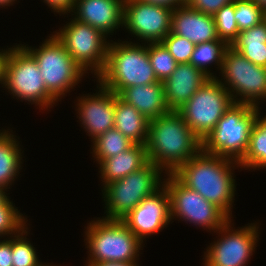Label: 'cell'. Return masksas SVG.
<instances>
[{"label":"cell","instance_id":"22","mask_svg":"<svg viewBox=\"0 0 266 266\" xmlns=\"http://www.w3.org/2000/svg\"><path fill=\"white\" fill-rule=\"evenodd\" d=\"M149 119L115 94L114 128L134 144H146Z\"/></svg>","mask_w":266,"mask_h":266},{"label":"cell","instance_id":"18","mask_svg":"<svg viewBox=\"0 0 266 266\" xmlns=\"http://www.w3.org/2000/svg\"><path fill=\"white\" fill-rule=\"evenodd\" d=\"M171 32L199 44L219 40L213 15L199 12L187 4L173 9Z\"/></svg>","mask_w":266,"mask_h":266},{"label":"cell","instance_id":"36","mask_svg":"<svg viewBox=\"0 0 266 266\" xmlns=\"http://www.w3.org/2000/svg\"><path fill=\"white\" fill-rule=\"evenodd\" d=\"M11 238V239H10ZM12 236L0 240V266H12Z\"/></svg>","mask_w":266,"mask_h":266},{"label":"cell","instance_id":"16","mask_svg":"<svg viewBox=\"0 0 266 266\" xmlns=\"http://www.w3.org/2000/svg\"><path fill=\"white\" fill-rule=\"evenodd\" d=\"M98 83V92L85 94L76 104L79 120L87 135L92 137L91 141L114 128L115 93Z\"/></svg>","mask_w":266,"mask_h":266},{"label":"cell","instance_id":"31","mask_svg":"<svg viewBox=\"0 0 266 266\" xmlns=\"http://www.w3.org/2000/svg\"><path fill=\"white\" fill-rule=\"evenodd\" d=\"M239 32L259 24L266 18V11L252 0H233Z\"/></svg>","mask_w":266,"mask_h":266},{"label":"cell","instance_id":"9","mask_svg":"<svg viewBox=\"0 0 266 266\" xmlns=\"http://www.w3.org/2000/svg\"><path fill=\"white\" fill-rule=\"evenodd\" d=\"M209 78L177 112L203 142L234 103L220 79Z\"/></svg>","mask_w":266,"mask_h":266},{"label":"cell","instance_id":"4","mask_svg":"<svg viewBox=\"0 0 266 266\" xmlns=\"http://www.w3.org/2000/svg\"><path fill=\"white\" fill-rule=\"evenodd\" d=\"M87 264L100 262H132L139 258L143 243L122 220L95 219L85 227Z\"/></svg>","mask_w":266,"mask_h":266},{"label":"cell","instance_id":"32","mask_svg":"<svg viewBox=\"0 0 266 266\" xmlns=\"http://www.w3.org/2000/svg\"><path fill=\"white\" fill-rule=\"evenodd\" d=\"M9 197L0 205V239L2 236H14L26 225V217L19 212Z\"/></svg>","mask_w":266,"mask_h":266},{"label":"cell","instance_id":"2","mask_svg":"<svg viewBox=\"0 0 266 266\" xmlns=\"http://www.w3.org/2000/svg\"><path fill=\"white\" fill-rule=\"evenodd\" d=\"M148 162L174 173L202 149V141L177 111L149 121L145 144Z\"/></svg>","mask_w":266,"mask_h":266},{"label":"cell","instance_id":"13","mask_svg":"<svg viewBox=\"0 0 266 266\" xmlns=\"http://www.w3.org/2000/svg\"><path fill=\"white\" fill-rule=\"evenodd\" d=\"M230 219L216 232L221 238L206 249L204 266H246L256 249L259 227L256 223L233 229ZM221 234V235H220ZM247 263V264H246Z\"/></svg>","mask_w":266,"mask_h":266},{"label":"cell","instance_id":"6","mask_svg":"<svg viewBox=\"0 0 266 266\" xmlns=\"http://www.w3.org/2000/svg\"><path fill=\"white\" fill-rule=\"evenodd\" d=\"M259 111V107L250 104L233 103L202 142V149L239 162L247 151Z\"/></svg>","mask_w":266,"mask_h":266},{"label":"cell","instance_id":"33","mask_svg":"<svg viewBox=\"0 0 266 266\" xmlns=\"http://www.w3.org/2000/svg\"><path fill=\"white\" fill-rule=\"evenodd\" d=\"M162 43L178 64L189 63L195 48L194 43L172 32L165 36Z\"/></svg>","mask_w":266,"mask_h":266},{"label":"cell","instance_id":"5","mask_svg":"<svg viewBox=\"0 0 266 266\" xmlns=\"http://www.w3.org/2000/svg\"><path fill=\"white\" fill-rule=\"evenodd\" d=\"M3 87L16 99L50 109L58 102L45 87L38 63L21 45L8 48L3 67Z\"/></svg>","mask_w":266,"mask_h":266},{"label":"cell","instance_id":"35","mask_svg":"<svg viewBox=\"0 0 266 266\" xmlns=\"http://www.w3.org/2000/svg\"><path fill=\"white\" fill-rule=\"evenodd\" d=\"M44 2L59 15L73 12L75 0H44Z\"/></svg>","mask_w":266,"mask_h":266},{"label":"cell","instance_id":"11","mask_svg":"<svg viewBox=\"0 0 266 266\" xmlns=\"http://www.w3.org/2000/svg\"><path fill=\"white\" fill-rule=\"evenodd\" d=\"M219 73L223 77L220 82L230 92L234 103L258 107V100L266 99V67L253 64L231 46L224 54Z\"/></svg>","mask_w":266,"mask_h":266},{"label":"cell","instance_id":"1","mask_svg":"<svg viewBox=\"0 0 266 266\" xmlns=\"http://www.w3.org/2000/svg\"><path fill=\"white\" fill-rule=\"evenodd\" d=\"M238 166L240 164L234 159L210 154L201 149L173 174L188 188L197 191L232 218L231 207L236 194L232 171Z\"/></svg>","mask_w":266,"mask_h":266},{"label":"cell","instance_id":"15","mask_svg":"<svg viewBox=\"0 0 266 266\" xmlns=\"http://www.w3.org/2000/svg\"><path fill=\"white\" fill-rule=\"evenodd\" d=\"M122 221L142 243L147 236L161 232L171 222L170 198L166 187L163 185L145 197Z\"/></svg>","mask_w":266,"mask_h":266},{"label":"cell","instance_id":"29","mask_svg":"<svg viewBox=\"0 0 266 266\" xmlns=\"http://www.w3.org/2000/svg\"><path fill=\"white\" fill-rule=\"evenodd\" d=\"M148 56L159 81L168 78L178 65L162 42L149 43Z\"/></svg>","mask_w":266,"mask_h":266},{"label":"cell","instance_id":"37","mask_svg":"<svg viewBox=\"0 0 266 266\" xmlns=\"http://www.w3.org/2000/svg\"><path fill=\"white\" fill-rule=\"evenodd\" d=\"M140 1L154 5L165 6L171 9H175L178 6L186 4V0H140Z\"/></svg>","mask_w":266,"mask_h":266},{"label":"cell","instance_id":"14","mask_svg":"<svg viewBox=\"0 0 266 266\" xmlns=\"http://www.w3.org/2000/svg\"><path fill=\"white\" fill-rule=\"evenodd\" d=\"M172 12L173 9L165 6L125 0L123 27L145 44L162 42L171 32Z\"/></svg>","mask_w":266,"mask_h":266},{"label":"cell","instance_id":"24","mask_svg":"<svg viewBox=\"0 0 266 266\" xmlns=\"http://www.w3.org/2000/svg\"><path fill=\"white\" fill-rule=\"evenodd\" d=\"M231 47L255 65L266 67V18L239 32Z\"/></svg>","mask_w":266,"mask_h":266},{"label":"cell","instance_id":"26","mask_svg":"<svg viewBox=\"0 0 266 266\" xmlns=\"http://www.w3.org/2000/svg\"><path fill=\"white\" fill-rule=\"evenodd\" d=\"M228 47L229 45L220 39L196 44L189 63L200 69L210 78H217L216 75H213L214 73L210 72L211 70L208 66L215 64L221 71L224 54Z\"/></svg>","mask_w":266,"mask_h":266},{"label":"cell","instance_id":"23","mask_svg":"<svg viewBox=\"0 0 266 266\" xmlns=\"http://www.w3.org/2000/svg\"><path fill=\"white\" fill-rule=\"evenodd\" d=\"M9 130H0V187L4 189H10L22 168L20 143Z\"/></svg>","mask_w":266,"mask_h":266},{"label":"cell","instance_id":"20","mask_svg":"<svg viewBox=\"0 0 266 266\" xmlns=\"http://www.w3.org/2000/svg\"><path fill=\"white\" fill-rule=\"evenodd\" d=\"M118 96L149 120L170 112L165 100L163 81L127 87Z\"/></svg>","mask_w":266,"mask_h":266},{"label":"cell","instance_id":"41","mask_svg":"<svg viewBox=\"0 0 266 266\" xmlns=\"http://www.w3.org/2000/svg\"><path fill=\"white\" fill-rule=\"evenodd\" d=\"M14 1H17V0H0V7L3 8L4 6H12V4L14 3Z\"/></svg>","mask_w":266,"mask_h":266},{"label":"cell","instance_id":"10","mask_svg":"<svg viewBox=\"0 0 266 266\" xmlns=\"http://www.w3.org/2000/svg\"><path fill=\"white\" fill-rule=\"evenodd\" d=\"M163 185L170 198L171 221L175 217L197 227L216 231L231 218L217 205L203 198L197 191L184 185L173 173H166Z\"/></svg>","mask_w":266,"mask_h":266},{"label":"cell","instance_id":"34","mask_svg":"<svg viewBox=\"0 0 266 266\" xmlns=\"http://www.w3.org/2000/svg\"><path fill=\"white\" fill-rule=\"evenodd\" d=\"M233 0H186V4L199 12L214 15L221 7Z\"/></svg>","mask_w":266,"mask_h":266},{"label":"cell","instance_id":"43","mask_svg":"<svg viewBox=\"0 0 266 266\" xmlns=\"http://www.w3.org/2000/svg\"><path fill=\"white\" fill-rule=\"evenodd\" d=\"M42 266H57V265H47L44 263Z\"/></svg>","mask_w":266,"mask_h":266},{"label":"cell","instance_id":"8","mask_svg":"<svg viewBox=\"0 0 266 266\" xmlns=\"http://www.w3.org/2000/svg\"><path fill=\"white\" fill-rule=\"evenodd\" d=\"M39 48L22 45L38 63L45 87L57 100L77 85L86 72L72 59L54 34L48 36ZM27 46V47H26Z\"/></svg>","mask_w":266,"mask_h":266},{"label":"cell","instance_id":"28","mask_svg":"<svg viewBox=\"0 0 266 266\" xmlns=\"http://www.w3.org/2000/svg\"><path fill=\"white\" fill-rule=\"evenodd\" d=\"M27 229L26 226L18 234L12 236V266H42L44 264L39 261L33 244L25 237L28 235Z\"/></svg>","mask_w":266,"mask_h":266},{"label":"cell","instance_id":"30","mask_svg":"<svg viewBox=\"0 0 266 266\" xmlns=\"http://www.w3.org/2000/svg\"><path fill=\"white\" fill-rule=\"evenodd\" d=\"M234 16L235 5L233 1L221 7L213 15L219 39L225 41L229 46L237 39L239 34V28Z\"/></svg>","mask_w":266,"mask_h":266},{"label":"cell","instance_id":"25","mask_svg":"<svg viewBox=\"0 0 266 266\" xmlns=\"http://www.w3.org/2000/svg\"><path fill=\"white\" fill-rule=\"evenodd\" d=\"M260 113L252 126L247 151L238 162L241 169L266 168V115L261 118Z\"/></svg>","mask_w":266,"mask_h":266},{"label":"cell","instance_id":"38","mask_svg":"<svg viewBox=\"0 0 266 266\" xmlns=\"http://www.w3.org/2000/svg\"><path fill=\"white\" fill-rule=\"evenodd\" d=\"M85 266H138V264L137 261H132V262L109 261V262L95 263L93 265L86 264Z\"/></svg>","mask_w":266,"mask_h":266},{"label":"cell","instance_id":"3","mask_svg":"<svg viewBox=\"0 0 266 266\" xmlns=\"http://www.w3.org/2000/svg\"><path fill=\"white\" fill-rule=\"evenodd\" d=\"M96 78L117 95L127 87L159 81L150 63L148 44L131 41L109 43L105 68Z\"/></svg>","mask_w":266,"mask_h":266},{"label":"cell","instance_id":"7","mask_svg":"<svg viewBox=\"0 0 266 266\" xmlns=\"http://www.w3.org/2000/svg\"><path fill=\"white\" fill-rule=\"evenodd\" d=\"M162 172L160 167L148 162L141 169L104 186L102 190L106 205L104 219L122 220L145 197L163 186Z\"/></svg>","mask_w":266,"mask_h":266},{"label":"cell","instance_id":"19","mask_svg":"<svg viewBox=\"0 0 266 266\" xmlns=\"http://www.w3.org/2000/svg\"><path fill=\"white\" fill-rule=\"evenodd\" d=\"M209 78L190 63L178 64L171 75L163 81L169 110L180 109Z\"/></svg>","mask_w":266,"mask_h":266},{"label":"cell","instance_id":"12","mask_svg":"<svg viewBox=\"0 0 266 266\" xmlns=\"http://www.w3.org/2000/svg\"><path fill=\"white\" fill-rule=\"evenodd\" d=\"M54 35L86 73L91 70L97 77L103 71L109 40L102 31L74 18Z\"/></svg>","mask_w":266,"mask_h":266},{"label":"cell","instance_id":"42","mask_svg":"<svg viewBox=\"0 0 266 266\" xmlns=\"http://www.w3.org/2000/svg\"><path fill=\"white\" fill-rule=\"evenodd\" d=\"M266 11V0H252Z\"/></svg>","mask_w":266,"mask_h":266},{"label":"cell","instance_id":"40","mask_svg":"<svg viewBox=\"0 0 266 266\" xmlns=\"http://www.w3.org/2000/svg\"><path fill=\"white\" fill-rule=\"evenodd\" d=\"M7 189L0 187V205L8 198Z\"/></svg>","mask_w":266,"mask_h":266},{"label":"cell","instance_id":"21","mask_svg":"<svg viewBox=\"0 0 266 266\" xmlns=\"http://www.w3.org/2000/svg\"><path fill=\"white\" fill-rule=\"evenodd\" d=\"M147 163L148 157L144 144H133L126 151L104 159L99 163L103 187L141 169Z\"/></svg>","mask_w":266,"mask_h":266},{"label":"cell","instance_id":"27","mask_svg":"<svg viewBox=\"0 0 266 266\" xmlns=\"http://www.w3.org/2000/svg\"><path fill=\"white\" fill-rule=\"evenodd\" d=\"M93 157L98 164L106 158H110L126 151L134 143L125 137L116 128L109 129L104 134L93 140Z\"/></svg>","mask_w":266,"mask_h":266},{"label":"cell","instance_id":"39","mask_svg":"<svg viewBox=\"0 0 266 266\" xmlns=\"http://www.w3.org/2000/svg\"><path fill=\"white\" fill-rule=\"evenodd\" d=\"M8 50L2 49L0 50V83L3 84V67H4V60Z\"/></svg>","mask_w":266,"mask_h":266},{"label":"cell","instance_id":"17","mask_svg":"<svg viewBox=\"0 0 266 266\" xmlns=\"http://www.w3.org/2000/svg\"><path fill=\"white\" fill-rule=\"evenodd\" d=\"M125 0H75V19L99 29L106 36L123 27ZM76 11V12H75Z\"/></svg>","mask_w":266,"mask_h":266}]
</instances>
